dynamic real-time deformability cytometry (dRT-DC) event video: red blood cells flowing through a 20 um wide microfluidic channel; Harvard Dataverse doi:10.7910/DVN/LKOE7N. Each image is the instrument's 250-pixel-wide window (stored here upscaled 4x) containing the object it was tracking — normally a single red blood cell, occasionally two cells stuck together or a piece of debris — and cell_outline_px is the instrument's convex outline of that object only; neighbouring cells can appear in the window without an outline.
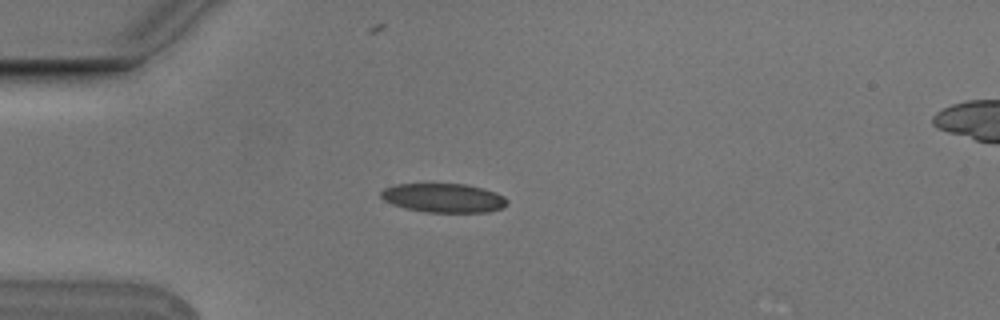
{"species": "Egyptian fruit bat (a non-hibernating species)", "species_latin": "Rousettus aegyptiacus", "temperature_condition": "cold", "stored_images_in_passage": 4, "camera_frame_rate_fps": 3000, "um_per_image_px": 0.085, "animal": {"sex": "male"}, "frame": {"image": 1, "passage_image": 1, "time_ms": 0.0, "image_size_px": [1000, 320], "cell_outline_px": [[508, 204], [504, 208], [488, 212], [424, 212], [404, 208], [392, 204], [384, 200], [380, 196], [380, 192], [384, 188], [396, 184], [464, 184], [496, 192], [504, 196], [508, 200]], "centroid_in_image_um": [37.71, 16.83], "position_along_channel_um": 47.3, "area_um2": 21.44}}
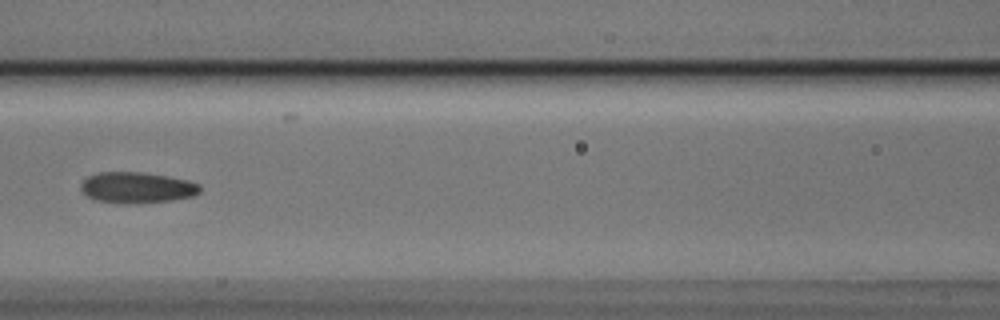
{"frame": {"image": 2, "passage_image": 4, "time_ms": 1.0, "image_size_px": [1000, 320], "cell_outline_px": [[200, 192], [192, 196], [172, 200], [136, 204], [124, 204], [96, 200], [88, 196], [80, 188], [80, 184], [88, 176], [100, 172], [140, 172], [188, 180], [200, 184]], "centroid_in_image_um": [11.63, 15.95], "position_along_channel_um": 155.0, "area_um2": 21.44}}